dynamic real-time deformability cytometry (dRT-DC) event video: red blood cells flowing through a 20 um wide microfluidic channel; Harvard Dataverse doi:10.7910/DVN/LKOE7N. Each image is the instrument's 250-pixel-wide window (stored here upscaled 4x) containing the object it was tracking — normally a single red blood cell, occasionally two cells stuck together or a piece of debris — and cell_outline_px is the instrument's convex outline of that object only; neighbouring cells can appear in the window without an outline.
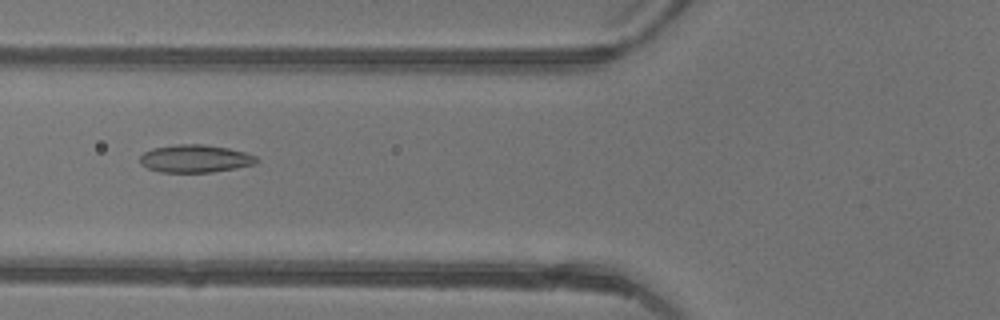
{"species": "common noctule bat (a hibernating species)", "species_latin": "Nyctalus noctula", "temperature_condition": "warm", "stored_images_in_passage": 45, "camera_frame_rate_fps": 3000, "um_per_image_px": 0.085, "animal": {"sex": "female"}, "frame": {"image": 1, "passage_image": 19, "time_ms": 6.0, "image_size_px": [1000, 320], "cell_outline_px": [[260, 160], [256, 164], [236, 168], [212, 172], [160, 172], [148, 168], [140, 164], [140, 156], [144, 152], [152, 148], [176, 144], [208, 144], [228, 148], [244, 152], [256, 156]], "centroid_in_image_um": [16.6, 13.48], "position_along_channel_um": 109.2, "area_um2": 19.02}}
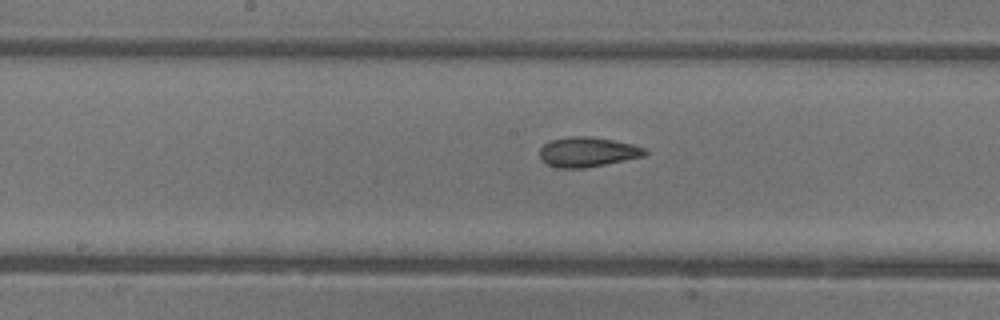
{"frame": {"image": 2, "passage_image": 25, "time_ms": 8.0, "image_size_px": [1000, 320], "cell_outline_px": [[648, 152], [644, 156], [584, 168], [556, 168], [548, 164], [540, 156], [540, 148], [544, 144], [552, 140], [572, 136], [588, 136], [612, 140], [632, 144], [644, 148]], "centroid_in_image_um": [49.93, 12.92], "position_along_channel_um": 198.3, "area_um2": 17.98}}
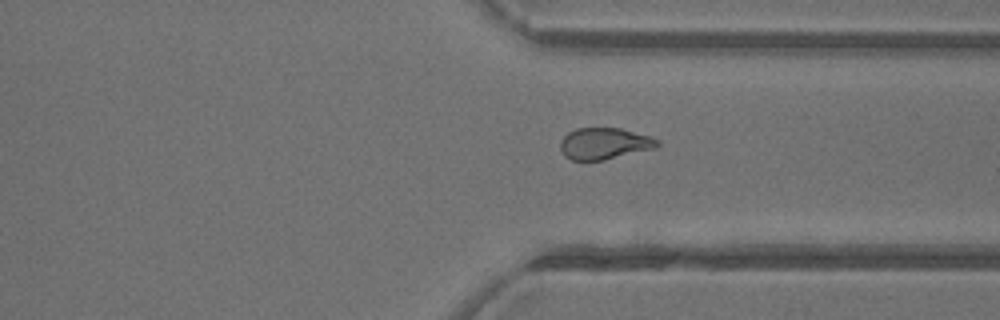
{"frame": {"image": 3, "passage_image": 36, "time_ms": 11.667, "image_size_px": [1000, 320], "cell_outline_px": [[660, 144], [656, 148], [604, 160], [572, 160], [564, 156], [560, 148], [560, 140], [568, 132], [576, 128], [620, 128], [648, 136], [660, 140]], "centroid_in_image_um": [51.36, 12.2], "position_along_channel_um": 360.0, "area_um2": 17.86}, "authors_computed_cell_mechanics": {"area_um2": 18.9006, "velocity_mm_per_s": 4.4266, "shape_relaxation_time_tau1_ms": 5.4032, "shape_relaxation_time_tau2_ms": 1.5299, "deformation_change_tau1": 0.1644, "deformation_change_tau2": 0.084}}